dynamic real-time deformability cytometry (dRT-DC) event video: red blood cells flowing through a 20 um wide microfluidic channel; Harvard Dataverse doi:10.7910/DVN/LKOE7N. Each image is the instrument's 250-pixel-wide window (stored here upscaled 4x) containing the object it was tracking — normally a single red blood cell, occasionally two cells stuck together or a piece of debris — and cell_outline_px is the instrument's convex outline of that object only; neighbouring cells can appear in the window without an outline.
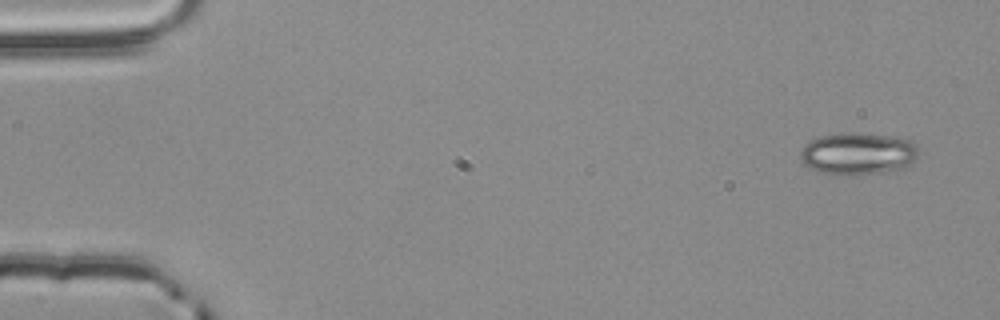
{"species": "common noctule bat (a hibernating species)", "species_latin": "Nyctalus noctula", "temperature_condition": "room temperature", "stored_images_in_passage": 4, "camera_frame_rate_fps": 3000, "um_per_image_px": 0.085, "animal": {"sex": "male", "body_mass_g": 20.4}, "frame": {"image": 1, "passage_image": 1, "time_ms": 0.0, "image_size_px": [1000, 320], "cell_outline_px": [[916, 156], [908, 168], [852, 176], [820, 172], [804, 164], [800, 160], [800, 152], [804, 144], [820, 136], [840, 132], [856, 132], [888, 136], [908, 140], [916, 144]], "centroid_in_image_um": [72.89, 13.06], "position_along_channel_um": 12.1, "area_um2": 29.07}}